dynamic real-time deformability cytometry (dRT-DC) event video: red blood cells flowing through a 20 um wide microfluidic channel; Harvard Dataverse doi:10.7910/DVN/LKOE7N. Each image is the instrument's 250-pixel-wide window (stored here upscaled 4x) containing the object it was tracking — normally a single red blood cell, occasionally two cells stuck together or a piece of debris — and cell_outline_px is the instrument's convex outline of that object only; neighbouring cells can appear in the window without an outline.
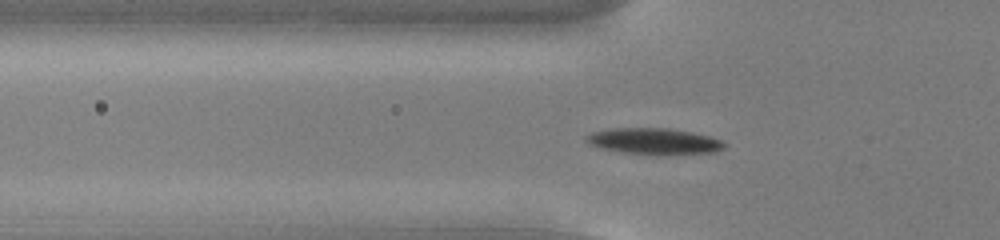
{"species": "common noctule bat (a hibernating species)", "species_latin": "Nyctalus noctula", "temperature_condition": "cold", "stored_images_in_passage": 43, "camera_frame_rate_fps": 3000, "um_per_image_px": 0.085, "animal": {"sex": "male", "body_mass_g": 13.0, "forearm_length_mm": 53.1}, "frame": {"image": 1, "passage_image": 7, "time_ms": 2.0, "image_size_px": [1000, 240], "cell_outline_px": [[728, 144], [724, 148], [712, 152], [660, 156], [656, 156], [624, 152], [600, 148], [588, 144], [584, 140], [584, 136], [592, 132], [612, 128], [668, 128], [692, 132], [708, 136], [720, 140]], "centroid_in_image_um": [55.57, 12.02], "position_along_channel_um": 70.2, "area_um2": 21.44}}
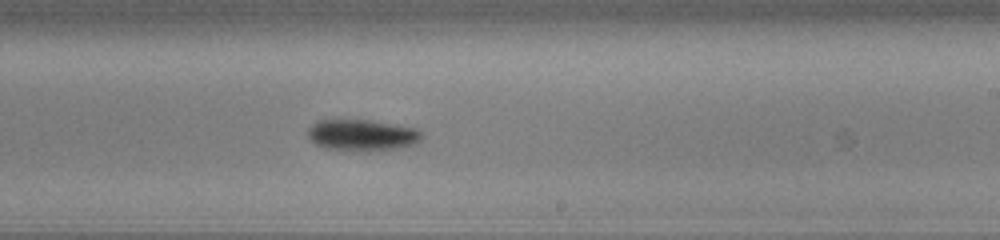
{"frame": {"image": 2, "passage_image": 22, "time_ms": 7.0, "image_size_px": [1000, 240], "cell_outline_px": [[424, 136], [416, 144], [396, 148], [368, 152], [364, 152], [324, 148], [316, 144], [308, 136], [308, 128], [312, 124], [320, 120], [368, 120], [416, 128], [424, 132]], "centroid_in_image_um": [30.81, 11.5], "position_along_channel_um": 258.2, "area_um2": 20.98}}
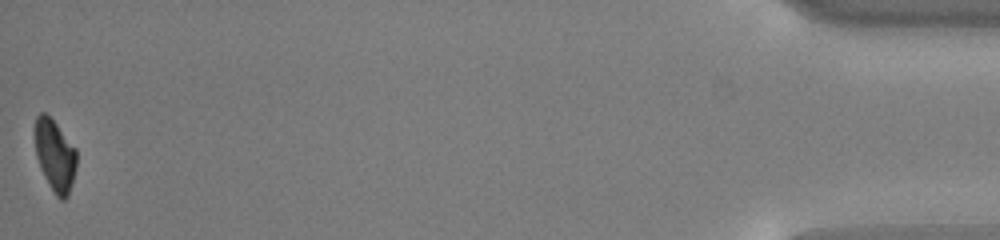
{"frame": {"image": 3, "passage_image": 43, "time_ms": 14.0, "image_size_px": [1000, 240], "cell_outline_px": [[76, 168], [68, 196], [64, 200], [60, 200], [56, 196], [48, 184], [40, 168], [36, 156], [36, 116], [40, 112], [44, 112], [56, 124], [76, 148]], "centroid_in_image_um": [4.68, 13.25], "position_along_channel_um": 430.5, "area_um2": 17.17}, "authors_computed_cell_mechanics": {"area_um2": 19.4786, "velocity_mm_per_s": 3.7912, "shape_relaxation_time_tau1_ms": 1.7759, "shape_relaxation_time_tau2_ms": null, "deformation_change_tau1": 0.107, "deformation_change_tau2": null}}